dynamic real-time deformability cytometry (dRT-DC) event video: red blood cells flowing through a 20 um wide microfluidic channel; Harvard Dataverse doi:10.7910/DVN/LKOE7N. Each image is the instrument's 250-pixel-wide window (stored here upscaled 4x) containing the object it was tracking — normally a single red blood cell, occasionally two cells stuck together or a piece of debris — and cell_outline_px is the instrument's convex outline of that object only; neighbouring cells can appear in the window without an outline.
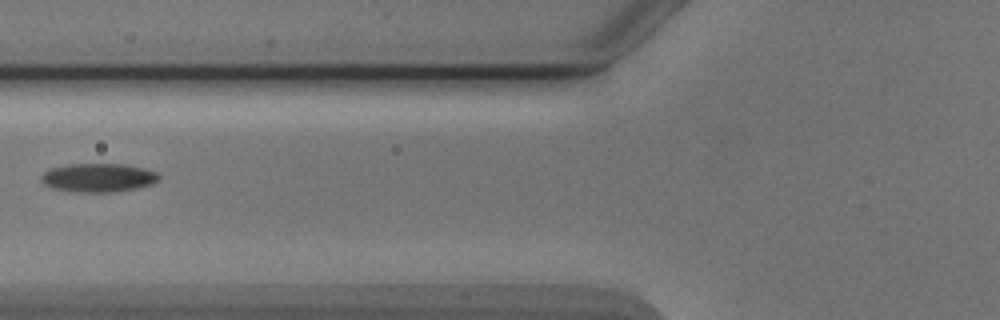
{"species": "Egyptian fruit bat (a non-hibernating species)", "species_latin": "Rousettus aegyptiacus", "temperature_condition": "cold", "stored_images_in_passage": 8, "camera_frame_rate_fps": 3000, "um_per_image_px": 0.085, "animal": {"sex": "male"}, "frame": {"image": 1, "passage_image": 7, "time_ms": 8.0, "image_size_px": [1000, 320], "cell_outline_px": [[160, 176], [152, 184], [136, 188], [112, 192], [76, 192], [52, 188], [44, 184], [40, 180], [40, 176], [44, 172], [52, 168], [68, 164], [124, 164], [144, 168], [156, 172]], "centroid_in_image_um": [8.33, 15.1], "position_along_channel_um": 117.5, "area_um2": 19.59}}
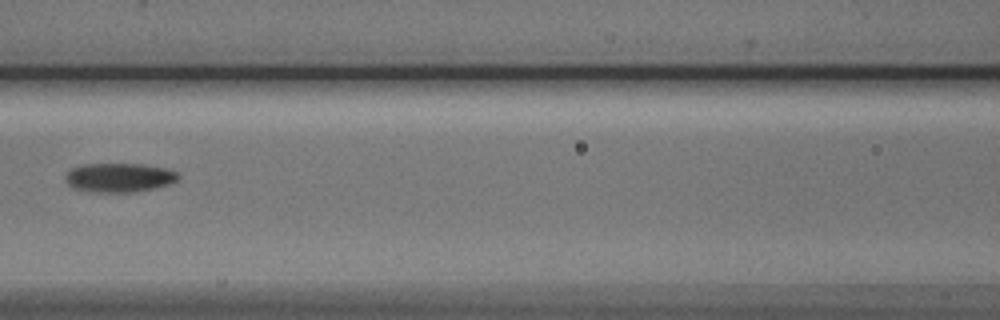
{"frame": {"image": 2, "passage_image": 8, "time_ms": 9.0, "image_size_px": [1000, 320], "cell_outline_px": [[180, 176], [176, 180], [168, 184], [152, 188], [132, 192], [96, 192], [72, 188], [68, 184], [64, 176], [72, 168], [80, 164], [140, 164], [164, 168], [176, 172]], "centroid_in_image_um": [10.08, 15.09], "position_along_channel_um": 156.5, "area_um2": 18.9}}